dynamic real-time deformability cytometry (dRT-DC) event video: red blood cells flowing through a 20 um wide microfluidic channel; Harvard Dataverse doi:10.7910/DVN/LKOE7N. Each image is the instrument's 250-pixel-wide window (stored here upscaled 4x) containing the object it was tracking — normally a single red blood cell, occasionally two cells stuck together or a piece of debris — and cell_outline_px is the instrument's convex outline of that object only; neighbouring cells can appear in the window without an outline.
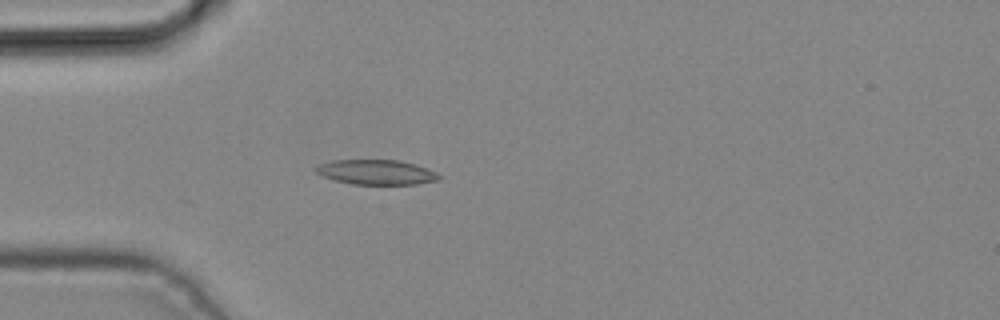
{"species": "common noctule bat (a hibernating species)", "species_latin": "Nyctalus noctula", "temperature_condition": "cold", "stored_images_in_passage": 3, "camera_frame_rate_fps": 3000, "um_per_image_px": 0.085, "animal": {"sex": "male", "body_mass_g": 19.2, "forearm_length_mm": 51.8}, "frame": {"image": 1, "passage_image": 3, "time_ms": 0.667, "image_size_px": [1000, 320], "cell_outline_px": [[440, 180], [416, 184], [352, 184], [336, 180], [324, 176], [316, 172], [316, 168], [320, 164], [332, 160], [400, 160], [416, 164], [436, 172], [440, 176]], "centroid_in_image_um": [32.03, 14.63], "position_along_channel_um": 53.0, "area_um2": 17.69}}